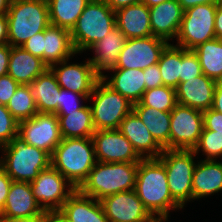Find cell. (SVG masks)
<instances>
[{"mask_svg":"<svg viewBox=\"0 0 222 222\" xmlns=\"http://www.w3.org/2000/svg\"><path fill=\"white\" fill-rule=\"evenodd\" d=\"M142 0H105L106 4L114 11L129 5L140 3Z\"/></svg>","mask_w":222,"mask_h":222,"instance_id":"c3c4849f","label":"cell"},{"mask_svg":"<svg viewBox=\"0 0 222 222\" xmlns=\"http://www.w3.org/2000/svg\"><path fill=\"white\" fill-rule=\"evenodd\" d=\"M118 130L132 144L141 158H158L163 152V148L155 141L133 110L126 115Z\"/></svg>","mask_w":222,"mask_h":222,"instance_id":"ffe728a7","label":"cell"},{"mask_svg":"<svg viewBox=\"0 0 222 222\" xmlns=\"http://www.w3.org/2000/svg\"><path fill=\"white\" fill-rule=\"evenodd\" d=\"M134 190L151 216L170 217L171 209H183L170 194L166 169L159 158L139 161Z\"/></svg>","mask_w":222,"mask_h":222,"instance_id":"6da1fadb","label":"cell"},{"mask_svg":"<svg viewBox=\"0 0 222 222\" xmlns=\"http://www.w3.org/2000/svg\"><path fill=\"white\" fill-rule=\"evenodd\" d=\"M10 53L11 46L9 44L0 46V76L8 74Z\"/></svg>","mask_w":222,"mask_h":222,"instance_id":"f6af8a7d","label":"cell"},{"mask_svg":"<svg viewBox=\"0 0 222 222\" xmlns=\"http://www.w3.org/2000/svg\"><path fill=\"white\" fill-rule=\"evenodd\" d=\"M193 150L163 149L158 157L165 166L172 198L182 207L193 201L192 177L196 167Z\"/></svg>","mask_w":222,"mask_h":222,"instance_id":"52a82bcc","label":"cell"},{"mask_svg":"<svg viewBox=\"0 0 222 222\" xmlns=\"http://www.w3.org/2000/svg\"><path fill=\"white\" fill-rule=\"evenodd\" d=\"M139 103L163 112H171L178 104L175 89L165 85L145 90Z\"/></svg>","mask_w":222,"mask_h":222,"instance_id":"e575fe53","label":"cell"},{"mask_svg":"<svg viewBox=\"0 0 222 222\" xmlns=\"http://www.w3.org/2000/svg\"><path fill=\"white\" fill-rule=\"evenodd\" d=\"M81 98V99H80ZM89 96L78 94L70 90L60 89L59 107L56 115H68V112H75L82 109L85 104H80V101H88Z\"/></svg>","mask_w":222,"mask_h":222,"instance_id":"f35d334b","label":"cell"},{"mask_svg":"<svg viewBox=\"0 0 222 222\" xmlns=\"http://www.w3.org/2000/svg\"><path fill=\"white\" fill-rule=\"evenodd\" d=\"M75 54L70 31L49 25L44 31V63L50 68Z\"/></svg>","mask_w":222,"mask_h":222,"instance_id":"4316f807","label":"cell"},{"mask_svg":"<svg viewBox=\"0 0 222 222\" xmlns=\"http://www.w3.org/2000/svg\"><path fill=\"white\" fill-rule=\"evenodd\" d=\"M146 90L163 86L158 63L144 69Z\"/></svg>","mask_w":222,"mask_h":222,"instance_id":"7bdbcfd3","label":"cell"},{"mask_svg":"<svg viewBox=\"0 0 222 222\" xmlns=\"http://www.w3.org/2000/svg\"><path fill=\"white\" fill-rule=\"evenodd\" d=\"M203 123L206 130L222 134V113L212 108L203 111Z\"/></svg>","mask_w":222,"mask_h":222,"instance_id":"b9f144b4","label":"cell"},{"mask_svg":"<svg viewBox=\"0 0 222 222\" xmlns=\"http://www.w3.org/2000/svg\"><path fill=\"white\" fill-rule=\"evenodd\" d=\"M39 113H56L59 107L60 89L50 68L30 83Z\"/></svg>","mask_w":222,"mask_h":222,"instance_id":"83f0119b","label":"cell"},{"mask_svg":"<svg viewBox=\"0 0 222 222\" xmlns=\"http://www.w3.org/2000/svg\"><path fill=\"white\" fill-rule=\"evenodd\" d=\"M152 35L167 42L177 38L184 10L178 0H166L149 7Z\"/></svg>","mask_w":222,"mask_h":222,"instance_id":"ac0fdd59","label":"cell"},{"mask_svg":"<svg viewBox=\"0 0 222 222\" xmlns=\"http://www.w3.org/2000/svg\"><path fill=\"white\" fill-rule=\"evenodd\" d=\"M6 107L18 122L35 116L38 110L31 86L19 84Z\"/></svg>","mask_w":222,"mask_h":222,"instance_id":"836d02e7","label":"cell"},{"mask_svg":"<svg viewBox=\"0 0 222 222\" xmlns=\"http://www.w3.org/2000/svg\"><path fill=\"white\" fill-rule=\"evenodd\" d=\"M0 222H45V215H36L33 217L23 218L0 217Z\"/></svg>","mask_w":222,"mask_h":222,"instance_id":"f907efd6","label":"cell"},{"mask_svg":"<svg viewBox=\"0 0 222 222\" xmlns=\"http://www.w3.org/2000/svg\"><path fill=\"white\" fill-rule=\"evenodd\" d=\"M91 0H47L50 25L71 31Z\"/></svg>","mask_w":222,"mask_h":222,"instance_id":"4dcf8cb0","label":"cell"},{"mask_svg":"<svg viewBox=\"0 0 222 222\" xmlns=\"http://www.w3.org/2000/svg\"><path fill=\"white\" fill-rule=\"evenodd\" d=\"M215 35L216 38L222 39V3H218L215 16Z\"/></svg>","mask_w":222,"mask_h":222,"instance_id":"f5cc1de1","label":"cell"},{"mask_svg":"<svg viewBox=\"0 0 222 222\" xmlns=\"http://www.w3.org/2000/svg\"><path fill=\"white\" fill-rule=\"evenodd\" d=\"M218 3L200 4L184 11L176 46L193 50L216 38L215 16Z\"/></svg>","mask_w":222,"mask_h":222,"instance_id":"9c48e42d","label":"cell"},{"mask_svg":"<svg viewBox=\"0 0 222 222\" xmlns=\"http://www.w3.org/2000/svg\"><path fill=\"white\" fill-rule=\"evenodd\" d=\"M21 47L44 62V31L31 36Z\"/></svg>","mask_w":222,"mask_h":222,"instance_id":"60d3db41","label":"cell"},{"mask_svg":"<svg viewBox=\"0 0 222 222\" xmlns=\"http://www.w3.org/2000/svg\"><path fill=\"white\" fill-rule=\"evenodd\" d=\"M0 217L23 218L45 215V211L35 200L30 182L12 181Z\"/></svg>","mask_w":222,"mask_h":222,"instance_id":"d6986e66","label":"cell"},{"mask_svg":"<svg viewBox=\"0 0 222 222\" xmlns=\"http://www.w3.org/2000/svg\"><path fill=\"white\" fill-rule=\"evenodd\" d=\"M138 164L96 162L78 190L98 201L118 192L134 190Z\"/></svg>","mask_w":222,"mask_h":222,"instance_id":"3957f363","label":"cell"},{"mask_svg":"<svg viewBox=\"0 0 222 222\" xmlns=\"http://www.w3.org/2000/svg\"><path fill=\"white\" fill-rule=\"evenodd\" d=\"M116 27L115 11L105 0H91L70 31L75 52H85Z\"/></svg>","mask_w":222,"mask_h":222,"instance_id":"8992f818","label":"cell"},{"mask_svg":"<svg viewBox=\"0 0 222 222\" xmlns=\"http://www.w3.org/2000/svg\"><path fill=\"white\" fill-rule=\"evenodd\" d=\"M178 3L181 5V8L186 11L187 9L200 4L219 3V0H178Z\"/></svg>","mask_w":222,"mask_h":222,"instance_id":"816d5d0a","label":"cell"},{"mask_svg":"<svg viewBox=\"0 0 222 222\" xmlns=\"http://www.w3.org/2000/svg\"><path fill=\"white\" fill-rule=\"evenodd\" d=\"M69 59L50 67L61 88L84 96H90L96 82L100 79L89 60L83 63H68Z\"/></svg>","mask_w":222,"mask_h":222,"instance_id":"2e32d148","label":"cell"},{"mask_svg":"<svg viewBox=\"0 0 222 222\" xmlns=\"http://www.w3.org/2000/svg\"><path fill=\"white\" fill-rule=\"evenodd\" d=\"M8 44V19L6 14L0 16V46Z\"/></svg>","mask_w":222,"mask_h":222,"instance_id":"681fc988","label":"cell"},{"mask_svg":"<svg viewBox=\"0 0 222 222\" xmlns=\"http://www.w3.org/2000/svg\"><path fill=\"white\" fill-rule=\"evenodd\" d=\"M48 66L39 57L34 56L23 47L11 46L8 74L21 85H30Z\"/></svg>","mask_w":222,"mask_h":222,"instance_id":"603a6c76","label":"cell"},{"mask_svg":"<svg viewBox=\"0 0 222 222\" xmlns=\"http://www.w3.org/2000/svg\"><path fill=\"white\" fill-rule=\"evenodd\" d=\"M222 191V162L198 160L192 177L193 200Z\"/></svg>","mask_w":222,"mask_h":222,"instance_id":"d4e9b609","label":"cell"},{"mask_svg":"<svg viewBox=\"0 0 222 222\" xmlns=\"http://www.w3.org/2000/svg\"><path fill=\"white\" fill-rule=\"evenodd\" d=\"M167 220H168V217H166V216H151L145 222H166Z\"/></svg>","mask_w":222,"mask_h":222,"instance_id":"11a10c76","label":"cell"},{"mask_svg":"<svg viewBox=\"0 0 222 222\" xmlns=\"http://www.w3.org/2000/svg\"><path fill=\"white\" fill-rule=\"evenodd\" d=\"M116 27L127 39L152 35L149 7L140 2L115 11Z\"/></svg>","mask_w":222,"mask_h":222,"instance_id":"7402d4cb","label":"cell"},{"mask_svg":"<svg viewBox=\"0 0 222 222\" xmlns=\"http://www.w3.org/2000/svg\"><path fill=\"white\" fill-rule=\"evenodd\" d=\"M18 136L27 144L52 155L62 140L57 115L38 112L32 118L19 122Z\"/></svg>","mask_w":222,"mask_h":222,"instance_id":"8fae6325","label":"cell"},{"mask_svg":"<svg viewBox=\"0 0 222 222\" xmlns=\"http://www.w3.org/2000/svg\"><path fill=\"white\" fill-rule=\"evenodd\" d=\"M62 138H87L95 132L90 105L68 112V115H57Z\"/></svg>","mask_w":222,"mask_h":222,"instance_id":"f546056e","label":"cell"},{"mask_svg":"<svg viewBox=\"0 0 222 222\" xmlns=\"http://www.w3.org/2000/svg\"><path fill=\"white\" fill-rule=\"evenodd\" d=\"M216 84L217 82L203 73L185 82H179L175 88L177 103L206 111L212 108Z\"/></svg>","mask_w":222,"mask_h":222,"instance_id":"e0dca14e","label":"cell"},{"mask_svg":"<svg viewBox=\"0 0 222 222\" xmlns=\"http://www.w3.org/2000/svg\"><path fill=\"white\" fill-rule=\"evenodd\" d=\"M19 84L9 75L0 76V104L7 105Z\"/></svg>","mask_w":222,"mask_h":222,"instance_id":"ab89813d","label":"cell"},{"mask_svg":"<svg viewBox=\"0 0 222 222\" xmlns=\"http://www.w3.org/2000/svg\"><path fill=\"white\" fill-rule=\"evenodd\" d=\"M91 138L97 162L139 163L142 159L118 129L95 130Z\"/></svg>","mask_w":222,"mask_h":222,"instance_id":"5bb4252c","label":"cell"},{"mask_svg":"<svg viewBox=\"0 0 222 222\" xmlns=\"http://www.w3.org/2000/svg\"><path fill=\"white\" fill-rule=\"evenodd\" d=\"M91 137L62 138L51 155V166L63 175L75 189L87 179L96 163Z\"/></svg>","mask_w":222,"mask_h":222,"instance_id":"7a4b0ae2","label":"cell"},{"mask_svg":"<svg viewBox=\"0 0 222 222\" xmlns=\"http://www.w3.org/2000/svg\"><path fill=\"white\" fill-rule=\"evenodd\" d=\"M89 100L93 101L90 107L95 130L118 129L126 115L133 110V103L102 79L96 82Z\"/></svg>","mask_w":222,"mask_h":222,"instance_id":"ba28073f","label":"cell"},{"mask_svg":"<svg viewBox=\"0 0 222 222\" xmlns=\"http://www.w3.org/2000/svg\"><path fill=\"white\" fill-rule=\"evenodd\" d=\"M100 202L108 222H145L151 217L135 190L106 196Z\"/></svg>","mask_w":222,"mask_h":222,"instance_id":"9a60e30c","label":"cell"},{"mask_svg":"<svg viewBox=\"0 0 222 222\" xmlns=\"http://www.w3.org/2000/svg\"><path fill=\"white\" fill-rule=\"evenodd\" d=\"M30 184L35 200L44 211L60 210L63 203L76 190L52 166L41 171Z\"/></svg>","mask_w":222,"mask_h":222,"instance_id":"7c38bea8","label":"cell"},{"mask_svg":"<svg viewBox=\"0 0 222 222\" xmlns=\"http://www.w3.org/2000/svg\"><path fill=\"white\" fill-rule=\"evenodd\" d=\"M12 0H0V16L8 12Z\"/></svg>","mask_w":222,"mask_h":222,"instance_id":"db71d44e","label":"cell"},{"mask_svg":"<svg viewBox=\"0 0 222 222\" xmlns=\"http://www.w3.org/2000/svg\"><path fill=\"white\" fill-rule=\"evenodd\" d=\"M165 1L166 0H142L141 2L147 5L148 7H153Z\"/></svg>","mask_w":222,"mask_h":222,"instance_id":"9f6ffc18","label":"cell"},{"mask_svg":"<svg viewBox=\"0 0 222 222\" xmlns=\"http://www.w3.org/2000/svg\"><path fill=\"white\" fill-rule=\"evenodd\" d=\"M8 44L21 47L50 25L46 0H12L8 12Z\"/></svg>","mask_w":222,"mask_h":222,"instance_id":"277c9868","label":"cell"},{"mask_svg":"<svg viewBox=\"0 0 222 222\" xmlns=\"http://www.w3.org/2000/svg\"><path fill=\"white\" fill-rule=\"evenodd\" d=\"M205 154L206 160H217L222 157V134L206 130L203 127L202 134L193 151L198 154L201 151Z\"/></svg>","mask_w":222,"mask_h":222,"instance_id":"d590c367","label":"cell"},{"mask_svg":"<svg viewBox=\"0 0 222 222\" xmlns=\"http://www.w3.org/2000/svg\"><path fill=\"white\" fill-rule=\"evenodd\" d=\"M126 41L125 35L115 27L104 38L88 49L95 54L88 60L93 65L94 72L100 79L103 78L105 71L109 72L116 68L118 56Z\"/></svg>","mask_w":222,"mask_h":222,"instance_id":"44dd1931","label":"cell"},{"mask_svg":"<svg viewBox=\"0 0 222 222\" xmlns=\"http://www.w3.org/2000/svg\"><path fill=\"white\" fill-rule=\"evenodd\" d=\"M4 168L0 165V210L4 207L12 183Z\"/></svg>","mask_w":222,"mask_h":222,"instance_id":"ee69618b","label":"cell"},{"mask_svg":"<svg viewBox=\"0 0 222 222\" xmlns=\"http://www.w3.org/2000/svg\"><path fill=\"white\" fill-rule=\"evenodd\" d=\"M170 115V149L193 150L204 127L203 112L177 104Z\"/></svg>","mask_w":222,"mask_h":222,"instance_id":"30bf717a","label":"cell"},{"mask_svg":"<svg viewBox=\"0 0 222 222\" xmlns=\"http://www.w3.org/2000/svg\"><path fill=\"white\" fill-rule=\"evenodd\" d=\"M0 150V165L13 181L31 182L51 166L48 152L27 144L18 135Z\"/></svg>","mask_w":222,"mask_h":222,"instance_id":"5b68a950","label":"cell"},{"mask_svg":"<svg viewBox=\"0 0 222 222\" xmlns=\"http://www.w3.org/2000/svg\"><path fill=\"white\" fill-rule=\"evenodd\" d=\"M111 72L114 74L110 78L106 74L101 79L131 103L139 102L146 90L144 70L115 68Z\"/></svg>","mask_w":222,"mask_h":222,"instance_id":"484cf974","label":"cell"},{"mask_svg":"<svg viewBox=\"0 0 222 222\" xmlns=\"http://www.w3.org/2000/svg\"><path fill=\"white\" fill-rule=\"evenodd\" d=\"M159 70L163 85L176 88L181 70V47L169 43L159 58Z\"/></svg>","mask_w":222,"mask_h":222,"instance_id":"d6a6232c","label":"cell"},{"mask_svg":"<svg viewBox=\"0 0 222 222\" xmlns=\"http://www.w3.org/2000/svg\"><path fill=\"white\" fill-rule=\"evenodd\" d=\"M45 222H71L61 210L45 211Z\"/></svg>","mask_w":222,"mask_h":222,"instance_id":"bcb514c9","label":"cell"},{"mask_svg":"<svg viewBox=\"0 0 222 222\" xmlns=\"http://www.w3.org/2000/svg\"><path fill=\"white\" fill-rule=\"evenodd\" d=\"M170 42L153 35L127 39L120 51L116 68L146 69L159 62L160 55Z\"/></svg>","mask_w":222,"mask_h":222,"instance_id":"4fadbf2b","label":"cell"},{"mask_svg":"<svg viewBox=\"0 0 222 222\" xmlns=\"http://www.w3.org/2000/svg\"><path fill=\"white\" fill-rule=\"evenodd\" d=\"M71 222H108L100 201L76 189L60 209Z\"/></svg>","mask_w":222,"mask_h":222,"instance_id":"cb8c5ba5","label":"cell"},{"mask_svg":"<svg viewBox=\"0 0 222 222\" xmlns=\"http://www.w3.org/2000/svg\"><path fill=\"white\" fill-rule=\"evenodd\" d=\"M201 74V65L195 52L193 50L181 48V70L179 74V82H185L188 79L195 78Z\"/></svg>","mask_w":222,"mask_h":222,"instance_id":"74e56055","label":"cell"},{"mask_svg":"<svg viewBox=\"0 0 222 222\" xmlns=\"http://www.w3.org/2000/svg\"><path fill=\"white\" fill-rule=\"evenodd\" d=\"M212 109L222 113V82H217L216 84Z\"/></svg>","mask_w":222,"mask_h":222,"instance_id":"7dc6e473","label":"cell"},{"mask_svg":"<svg viewBox=\"0 0 222 222\" xmlns=\"http://www.w3.org/2000/svg\"><path fill=\"white\" fill-rule=\"evenodd\" d=\"M133 111L147 127L155 141L163 149H170V112L142 106L139 102L133 104Z\"/></svg>","mask_w":222,"mask_h":222,"instance_id":"f1b7e54d","label":"cell"},{"mask_svg":"<svg viewBox=\"0 0 222 222\" xmlns=\"http://www.w3.org/2000/svg\"><path fill=\"white\" fill-rule=\"evenodd\" d=\"M19 122L5 105L0 104V147L9 144L18 135Z\"/></svg>","mask_w":222,"mask_h":222,"instance_id":"8d00e7d4","label":"cell"},{"mask_svg":"<svg viewBox=\"0 0 222 222\" xmlns=\"http://www.w3.org/2000/svg\"><path fill=\"white\" fill-rule=\"evenodd\" d=\"M204 75L222 82V39L214 38L193 49Z\"/></svg>","mask_w":222,"mask_h":222,"instance_id":"1f68e13d","label":"cell"}]
</instances>
